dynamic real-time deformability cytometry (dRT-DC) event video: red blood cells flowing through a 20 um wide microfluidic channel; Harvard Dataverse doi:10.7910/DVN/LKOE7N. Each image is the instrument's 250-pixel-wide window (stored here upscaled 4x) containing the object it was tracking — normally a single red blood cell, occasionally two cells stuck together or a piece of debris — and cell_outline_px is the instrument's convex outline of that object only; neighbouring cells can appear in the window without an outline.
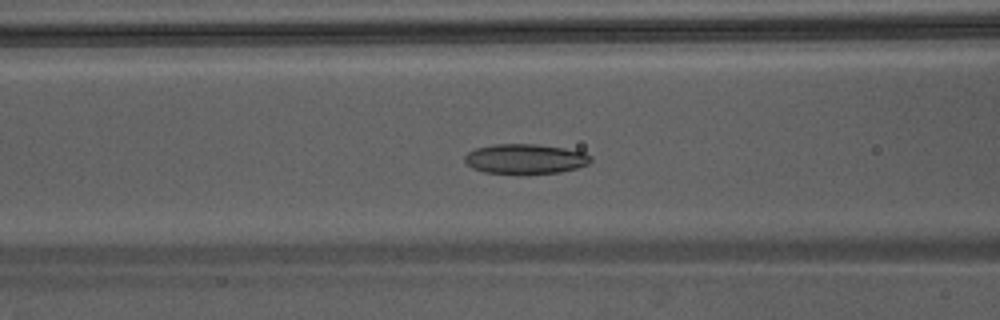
{"species": "Egyptian fruit bat (a non-hibernating species)", "species_latin": "Rousettus aegyptiacus", "temperature_condition": "warm", "stored_images_in_passage": 49, "camera_frame_rate_fps": 3000, "um_per_image_px": 0.085, "animal": {"sex": "male"}, "frame": {"image": 1, "passage_image": 22, "time_ms": 7.0, "image_size_px": [1000, 320], "cell_outline_px": [[592, 160], [588, 164], [576, 168], [560, 172], [520, 176], [516, 176], [484, 172], [472, 168], [464, 160], [464, 156], [468, 152], [476, 148], [492, 144], [536, 144], [564, 148], [584, 152], [592, 156]], "centroid_in_image_um": [44.63, 13.54], "position_along_channel_um": 122.0, "area_um2": 22.66}}
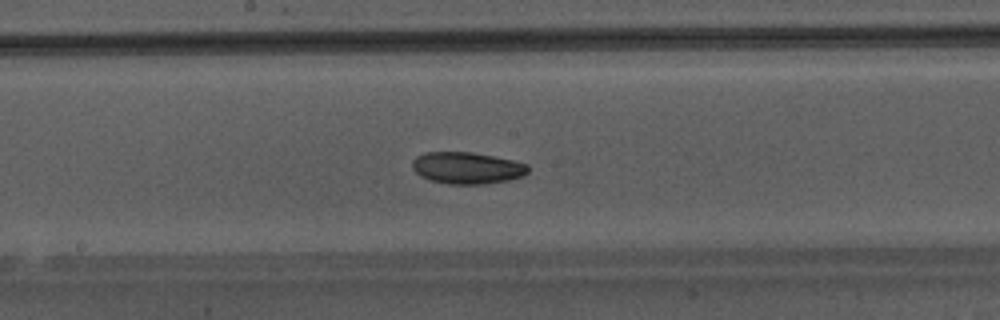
{"frame": {"image": 2, "passage_image": 28, "time_ms": 9.0, "image_size_px": [1000, 320], "cell_outline_px": [[528, 172], [524, 176], [508, 180], [480, 184], [448, 184], [428, 180], [420, 176], [412, 168], [412, 160], [416, 156], [424, 152], [472, 152], [512, 160], [528, 164]], "centroid_in_image_um": [39.66, 14.27], "position_along_channel_um": 208.5, "area_um2": 21.5}}
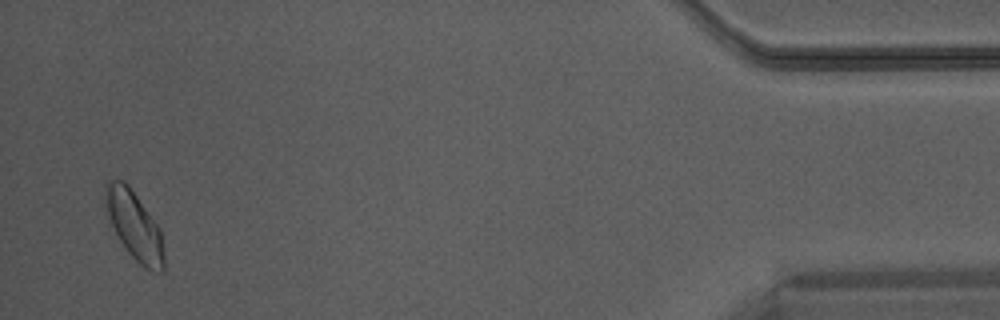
{"frame": {"image": 3, "passage_image": 48, "time_ms": 15.667, "image_size_px": [1000, 320], "cell_outline_px": [[164, 272], [160, 272], [144, 268], [124, 248], [112, 224], [108, 212], [108, 184], [112, 180], [124, 180], [128, 184], [160, 228], [164, 256]], "centroid_in_image_um": [11.5, 19.24], "position_along_channel_um": 423.7, "area_um2": 22.37}}